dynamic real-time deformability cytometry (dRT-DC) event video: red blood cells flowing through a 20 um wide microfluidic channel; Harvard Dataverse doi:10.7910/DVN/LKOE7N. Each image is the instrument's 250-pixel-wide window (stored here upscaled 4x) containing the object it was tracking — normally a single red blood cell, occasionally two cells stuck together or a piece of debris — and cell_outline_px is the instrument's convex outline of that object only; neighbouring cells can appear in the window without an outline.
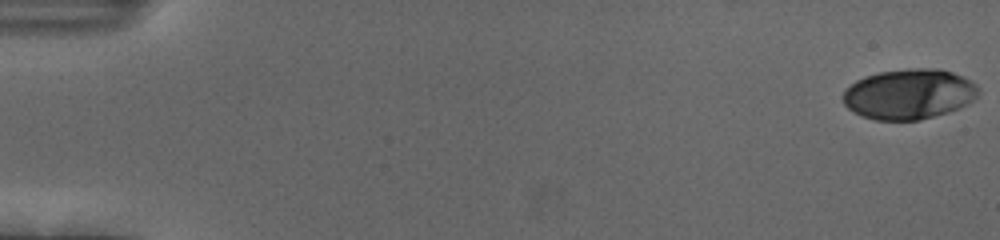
{"species": "human", "species_latin": "Homo sapiens", "temperature_condition": "cold", "stored_images_in_passage": 34, "camera_frame_rate_fps": 3000, "um_per_image_px": 0.085, "donor": {"sex": "female"}, "frame": {"image": 1, "passage_image": 1, "time_ms": 0.0, "image_size_px": [1000, 240], "cell_outline_px": [[980, 92], [972, 100], [948, 112], [920, 120], [876, 120], [864, 116], [848, 108], [844, 104], [844, 92], [856, 80], [864, 76], [880, 72], [908, 68], [940, 68], [964, 76], [976, 84], [980, 88]], "centroid_in_image_um": [77.3, 7.98], "position_along_channel_um": 7.7, "area_um2": 39.48}}
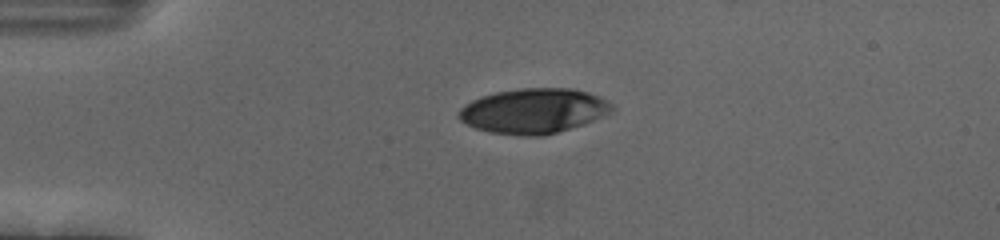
{"frame": {"image": 2, "passage_image": 14, "time_ms": 4.333, "image_size_px": [1000, 240], "cell_outline_px": [[616, 108], [612, 112], [584, 124], [556, 132], [540, 136], [524, 136], [488, 132], [476, 128], [460, 120], [456, 116], [460, 108], [464, 104], [480, 96], [496, 92], [520, 88], [572, 88], [588, 92], [600, 96], [616, 104]], "centroid_in_image_um": [45.38, 9.42], "position_along_channel_um": 39.6, "area_um2": 40.52}}
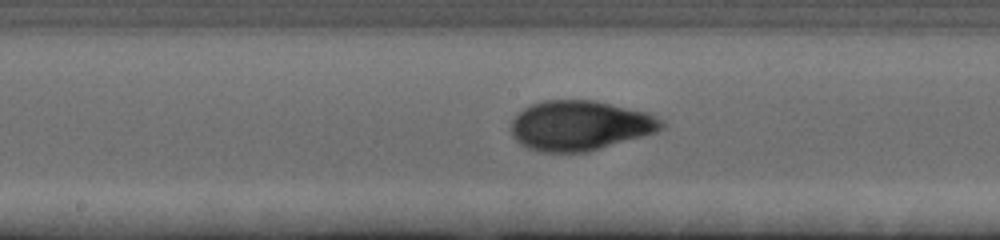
{"frame": {"image": 3, "passage_image": 30, "time_ms": 9.667, "image_size_px": [1000, 240], "cell_outline_px": [[668, 124], [664, 128], [656, 132], [644, 136], [588, 152], [540, 152], [528, 148], [520, 144], [512, 136], [512, 120], [516, 112], [528, 104], [544, 100], [596, 100], [648, 112], [664, 120]], "centroid_in_image_um": [49.31, 10.66], "position_along_channel_um": 198.9, "area_um2": 44.45}}